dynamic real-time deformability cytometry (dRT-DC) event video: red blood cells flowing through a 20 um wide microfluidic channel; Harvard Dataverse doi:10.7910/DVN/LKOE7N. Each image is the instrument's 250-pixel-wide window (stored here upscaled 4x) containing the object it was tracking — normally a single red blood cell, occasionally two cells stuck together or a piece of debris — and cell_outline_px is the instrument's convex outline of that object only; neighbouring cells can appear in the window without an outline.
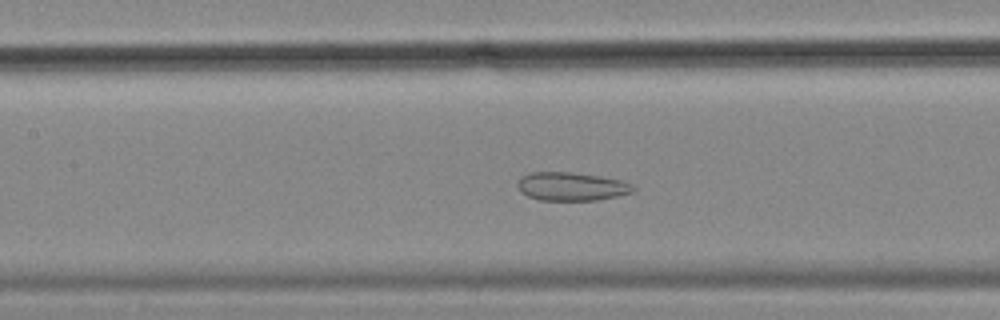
{"species": "common noctule bat (a hibernating species)", "species_latin": "Nyctalus noctula", "temperature_condition": "cold", "stored_images_in_passage": 57, "camera_frame_rate_fps": 3000, "um_per_image_px": 0.085, "animal": {"sex": "female", "body_mass_g": 18.4}, "frame": {"image": 1, "passage_image": 26, "time_ms": 8.333, "image_size_px": [1000, 320], "cell_outline_px": [[636, 188], [632, 192], [616, 196], [596, 200], [540, 200], [528, 196], [520, 192], [516, 184], [516, 180], [520, 176], [528, 172], [572, 172], [600, 176], [620, 180], [632, 184]], "centroid_in_image_um": [48.51, 15.84], "position_along_channel_um": 158.9, "area_um2": 19.31}}
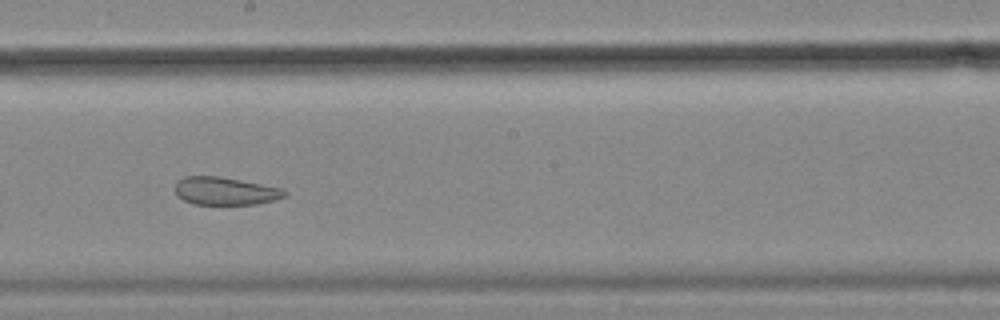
{"frame": {"image": 2, "passage_image": 32, "time_ms": 10.333, "image_size_px": [1000, 320], "cell_outline_px": [[288, 192], [284, 196], [276, 200], [256, 204], [192, 204], [184, 200], [176, 192], [176, 180], [184, 176], [220, 176], [280, 188]], "centroid_in_image_um": [19.13, 16.23], "position_along_channel_um": 229.1, "area_um2": 17.63}}
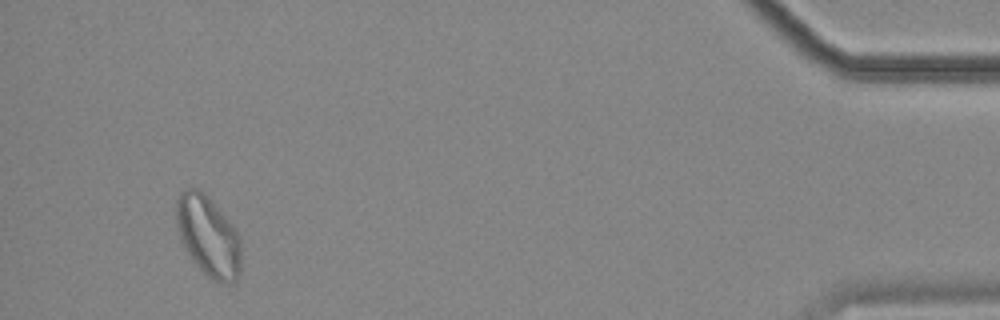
{"frame": {"image": 3, "passage_image": 54, "time_ms": 17.667, "image_size_px": [1000, 320], "cell_outline_px": [[240, 272], [236, 280], [220, 284], [212, 280], [192, 260], [180, 240], [176, 224], [176, 200], [180, 192], [188, 188], [196, 188], [232, 224], [240, 236]], "centroid_in_image_um": [17.68, 20.12], "position_along_channel_um": 417.5, "area_um2": 29.88}, "authors_computed_cell_mechanics": {"area_um2": 26.1256, "velocity_mm_per_s": 3.5333, "shape_relaxation_time_tau1_ms": null, "shape_relaxation_time_tau2_ms": 2.2916, "deformation_change_tau1": null, "deformation_change_tau2": 0.0865}}